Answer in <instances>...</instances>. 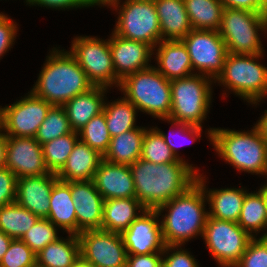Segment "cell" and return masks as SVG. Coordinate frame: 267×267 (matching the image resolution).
<instances>
[{"label": "cell", "instance_id": "cell-1", "mask_svg": "<svg viewBox=\"0 0 267 267\" xmlns=\"http://www.w3.org/2000/svg\"><path fill=\"white\" fill-rule=\"evenodd\" d=\"M136 198L146 209H157L186 192L197 181L199 169L184 160L155 164L138 159L129 165Z\"/></svg>", "mask_w": 267, "mask_h": 267}, {"label": "cell", "instance_id": "cell-2", "mask_svg": "<svg viewBox=\"0 0 267 267\" xmlns=\"http://www.w3.org/2000/svg\"><path fill=\"white\" fill-rule=\"evenodd\" d=\"M57 48H52L46 56V61L30 91L51 105L63 106L94 85L88 80L75 57L69 51Z\"/></svg>", "mask_w": 267, "mask_h": 267}, {"label": "cell", "instance_id": "cell-3", "mask_svg": "<svg viewBox=\"0 0 267 267\" xmlns=\"http://www.w3.org/2000/svg\"><path fill=\"white\" fill-rule=\"evenodd\" d=\"M207 198L196 182L183 194L162 204L159 213L162 237L165 245H185L197 236H203L208 218ZM165 214H161L164 213Z\"/></svg>", "mask_w": 267, "mask_h": 267}, {"label": "cell", "instance_id": "cell-4", "mask_svg": "<svg viewBox=\"0 0 267 267\" xmlns=\"http://www.w3.org/2000/svg\"><path fill=\"white\" fill-rule=\"evenodd\" d=\"M206 130L214 151L225 163L238 172L267 176V143L255 125L249 131L225 128Z\"/></svg>", "mask_w": 267, "mask_h": 267}, {"label": "cell", "instance_id": "cell-5", "mask_svg": "<svg viewBox=\"0 0 267 267\" xmlns=\"http://www.w3.org/2000/svg\"><path fill=\"white\" fill-rule=\"evenodd\" d=\"M263 56L227 53L223 70L214 80L226 89L223 98L228 90L251 105L267 98V67L259 62Z\"/></svg>", "mask_w": 267, "mask_h": 267}, {"label": "cell", "instance_id": "cell-6", "mask_svg": "<svg viewBox=\"0 0 267 267\" xmlns=\"http://www.w3.org/2000/svg\"><path fill=\"white\" fill-rule=\"evenodd\" d=\"M118 89L132 102L138 112L158 119H167L171 110L170 80L153 65L145 70L127 75Z\"/></svg>", "mask_w": 267, "mask_h": 267}, {"label": "cell", "instance_id": "cell-7", "mask_svg": "<svg viewBox=\"0 0 267 267\" xmlns=\"http://www.w3.org/2000/svg\"><path fill=\"white\" fill-rule=\"evenodd\" d=\"M213 83L215 82L212 78L198 73L170 80L169 119L203 127L202 123L206 120L212 103Z\"/></svg>", "mask_w": 267, "mask_h": 267}, {"label": "cell", "instance_id": "cell-8", "mask_svg": "<svg viewBox=\"0 0 267 267\" xmlns=\"http://www.w3.org/2000/svg\"><path fill=\"white\" fill-rule=\"evenodd\" d=\"M218 31L225 42L227 53L265 54L260 34H267V13L224 8Z\"/></svg>", "mask_w": 267, "mask_h": 267}, {"label": "cell", "instance_id": "cell-9", "mask_svg": "<svg viewBox=\"0 0 267 267\" xmlns=\"http://www.w3.org/2000/svg\"><path fill=\"white\" fill-rule=\"evenodd\" d=\"M121 4L112 8L119 14L113 29L116 35L142 41L152 48L162 41L154 0H129Z\"/></svg>", "mask_w": 267, "mask_h": 267}, {"label": "cell", "instance_id": "cell-10", "mask_svg": "<svg viewBox=\"0 0 267 267\" xmlns=\"http://www.w3.org/2000/svg\"><path fill=\"white\" fill-rule=\"evenodd\" d=\"M69 52L94 86L119 87L120 80L115 74L109 39L104 40L97 36H76L72 40Z\"/></svg>", "mask_w": 267, "mask_h": 267}, {"label": "cell", "instance_id": "cell-11", "mask_svg": "<svg viewBox=\"0 0 267 267\" xmlns=\"http://www.w3.org/2000/svg\"><path fill=\"white\" fill-rule=\"evenodd\" d=\"M202 239L218 266L235 267L252 237L236 222L208 216Z\"/></svg>", "mask_w": 267, "mask_h": 267}, {"label": "cell", "instance_id": "cell-12", "mask_svg": "<svg viewBox=\"0 0 267 267\" xmlns=\"http://www.w3.org/2000/svg\"><path fill=\"white\" fill-rule=\"evenodd\" d=\"M181 41L187 48L194 73L198 72L215 80L223 70L227 55V48L219 31L192 29Z\"/></svg>", "mask_w": 267, "mask_h": 267}, {"label": "cell", "instance_id": "cell-13", "mask_svg": "<svg viewBox=\"0 0 267 267\" xmlns=\"http://www.w3.org/2000/svg\"><path fill=\"white\" fill-rule=\"evenodd\" d=\"M52 105L31 91L2 107L1 127L9 137H35Z\"/></svg>", "mask_w": 267, "mask_h": 267}, {"label": "cell", "instance_id": "cell-14", "mask_svg": "<svg viewBox=\"0 0 267 267\" xmlns=\"http://www.w3.org/2000/svg\"><path fill=\"white\" fill-rule=\"evenodd\" d=\"M77 236L80 256L94 267H126L127 251L121 234L95 229Z\"/></svg>", "mask_w": 267, "mask_h": 267}, {"label": "cell", "instance_id": "cell-15", "mask_svg": "<svg viewBox=\"0 0 267 267\" xmlns=\"http://www.w3.org/2000/svg\"><path fill=\"white\" fill-rule=\"evenodd\" d=\"M159 213L156 209H146L121 234L127 255H143L163 252Z\"/></svg>", "mask_w": 267, "mask_h": 267}, {"label": "cell", "instance_id": "cell-16", "mask_svg": "<svg viewBox=\"0 0 267 267\" xmlns=\"http://www.w3.org/2000/svg\"><path fill=\"white\" fill-rule=\"evenodd\" d=\"M5 166L20 177L47 175L42 145L35 137L7 136Z\"/></svg>", "mask_w": 267, "mask_h": 267}, {"label": "cell", "instance_id": "cell-17", "mask_svg": "<svg viewBox=\"0 0 267 267\" xmlns=\"http://www.w3.org/2000/svg\"><path fill=\"white\" fill-rule=\"evenodd\" d=\"M109 36V46L116 77L121 81L127 75L152 66L153 48L142 41L128 40L116 35Z\"/></svg>", "mask_w": 267, "mask_h": 267}, {"label": "cell", "instance_id": "cell-18", "mask_svg": "<svg viewBox=\"0 0 267 267\" xmlns=\"http://www.w3.org/2000/svg\"><path fill=\"white\" fill-rule=\"evenodd\" d=\"M71 196L77 219V235L86 230L101 229L104 199L93 180L71 181Z\"/></svg>", "mask_w": 267, "mask_h": 267}, {"label": "cell", "instance_id": "cell-19", "mask_svg": "<svg viewBox=\"0 0 267 267\" xmlns=\"http://www.w3.org/2000/svg\"><path fill=\"white\" fill-rule=\"evenodd\" d=\"M57 180V175L51 172L42 176L17 178L15 202L40 218H47L51 191Z\"/></svg>", "mask_w": 267, "mask_h": 267}, {"label": "cell", "instance_id": "cell-20", "mask_svg": "<svg viewBox=\"0 0 267 267\" xmlns=\"http://www.w3.org/2000/svg\"><path fill=\"white\" fill-rule=\"evenodd\" d=\"M93 182L104 200L136 197L135 185L129 165L100 162Z\"/></svg>", "mask_w": 267, "mask_h": 267}, {"label": "cell", "instance_id": "cell-21", "mask_svg": "<svg viewBox=\"0 0 267 267\" xmlns=\"http://www.w3.org/2000/svg\"><path fill=\"white\" fill-rule=\"evenodd\" d=\"M206 175L198 173L197 183L203 188L207 198L208 216L219 220L238 222L243 200L248 190L241 188L209 189L206 186ZM209 189V190H208Z\"/></svg>", "mask_w": 267, "mask_h": 267}, {"label": "cell", "instance_id": "cell-22", "mask_svg": "<svg viewBox=\"0 0 267 267\" xmlns=\"http://www.w3.org/2000/svg\"><path fill=\"white\" fill-rule=\"evenodd\" d=\"M154 67L166 79L185 78L194 73L187 48L181 40H162L153 48Z\"/></svg>", "mask_w": 267, "mask_h": 267}, {"label": "cell", "instance_id": "cell-23", "mask_svg": "<svg viewBox=\"0 0 267 267\" xmlns=\"http://www.w3.org/2000/svg\"><path fill=\"white\" fill-rule=\"evenodd\" d=\"M109 88L93 86L88 91L76 95L67 101L63 108L73 131L78 132L92 117L103 112L104 102Z\"/></svg>", "mask_w": 267, "mask_h": 267}, {"label": "cell", "instance_id": "cell-24", "mask_svg": "<svg viewBox=\"0 0 267 267\" xmlns=\"http://www.w3.org/2000/svg\"><path fill=\"white\" fill-rule=\"evenodd\" d=\"M102 160L103 155L78 139L57 178L65 182L93 180Z\"/></svg>", "mask_w": 267, "mask_h": 267}, {"label": "cell", "instance_id": "cell-25", "mask_svg": "<svg viewBox=\"0 0 267 267\" xmlns=\"http://www.w3.org/2000/svg\"><path fill=\"white\" fill-rule=\"evenodd\" d=\"M162 40H181L193 28L184 0H154Z\"/></svg>", "mask_w": 267, "mask_h": 267}, {"label": "cell", "instance_id": "cell-26", "mask_svg": "<svg viewBox=\"0 0 267 267\" xmlns=\"http://www.w3.org/2000/svg\"><path fill=\"white\" fill-rule=\"evenodd\" d=\"M49 204L47 219L67 234L77 235V219L71 196V182L58 179L53 185Z\"/></svg>", "mask_w": 267, "mask_h": 267}, {"label": "cell", "instance_id": "cell-27", "mask_svg": "<svg viewBox=\"0 0 267 267\" xmlns=\"http://www.w3.org/2000/svg\"><path fill=\"white\" fill-rule=\"evenodd\" d=\"M145 210L136 197L104 200L101 229L122 234Z\"/></svg>", "mask_w": 267, "mask_h": 267}, {"label": "cell", "instance_id": "cell-28", "mask_svg": "<svg viewBox=\"0 0 267 267\" xmlns=\"http://www.w3.org/2000/svg\"><path fill=\"white\" fill-rule=\"evenodd\" d=\"M80 257V242L76 234L59 237L36 254L39 267H73Z\"/></svg>", "mask_w": 267, "mask_h": 267}, {"label": "cell", "instance_id": "cell-29", "mask_svg": "<svg viewBox=\"0 0 267 267\" xmlns=\"http://www.w3.org/2000/svg\"><path fill=\"white\" fill-rule=\"evenodd\" d=\"M146 129L138 127L112 137L103 159L114 164H133L140 159Z\"/></svg>", "mask_w": 267, "mask_h": 267}, {"label": "cell", "instance_id": "cell-30", "mask_svg": "<svg viewBox=\"0 0 267 267\" xmlns=\"http://www.w3.org/2000/svg\"><path fill=\"white\" fill-rule=\"evenodd\" d=\"M237 224L252 238H257L260 231L262 236L267 237V213L261 192H247L243 200L241 214Z\"/></svg>", "mask_w": 267, "mask_h": 267}, {"label": "cell", "instance_id": "cell-31", "mask_svg": "<svg viewBox=\"0 0 267 267\" xmlns=\"http://www.w3.org/2000/svg\"><path fill=\"white\" fill-rule=\"evenodd\" d=\"M103 112L111 138L139 127L136 126L138 110L136 106L124 96L112 102L105 101Z\"/></svg>", "mask_w": 267, "mask_h": 267}, {"label": "cell", "instance_id": "cell-32", "mask_svg": "<svg viewBox=\"0 0 267 267\" xmlns=\"http://www.w3.org/2000/svg\"><path fill=\"white\" fill-rule=\"evenodd\" d=\"M191 26L195 30L218 31L223 4L220 0H184Z\"/></svg>", "mask_w": 267, "mask_h": 267}, {"label": "cell", "instance_id": "cell-33", "mask_svg": "<svg viewBox=\"0 0 267 267\" xmlns=\"http://www.w3.org/2000/svg\"><path fill=\"white\" fill-rule=\"evenodd\" d=\"M39 219L16 202L0 207V229L12 239H21Z\"/></svg>", "mask_w": 267, "mask_h": 267}, {"label": "cell", "instance_id": "cell-34", "mask_svg": "<svg viewBox=\"0 0 267 267\" xmlns=\"http://www.w3.org/2000/svg\"><path fill=\"white\" fill-rule=\"evenodd\" d=\"M78 139V132L72 131L42 145L44 162L51 173L63 168Z\"/></svg>", "mask_w": 267, "mask_h": 267}, {"label": "cell", "instance_id": "cell-35", "mask_svg": "<svg viewBox=\"0 0 267 267\" xmlns=\"http://www.w3.org/2000/svg\"><path fill=\"white\" fill-rule=\"evenodd\" d=\"M72 131L63 106L52 105L48 110L45 120L37 130L35 138L43 145Z\"/></svg>", "mask_w": 267, "mask_h": 267}, {"label": "cell", "instance_id": "cell-36", "mask_svg": "<svg viewBox=\"0 0 267 267\" xmlns=\"http://www.w3.org/2000/svg\"><path fill=\"white\" fill-rule=\"evenodd\" d=\"M140 158L155 164H165L179 160L155 127H147L145 130Z\"/></svg>", "mask_w": 267, "mask_h": 267}, {"label": "cell", "instance_id": "cell-37", "mask_svg": "<svg viewBox=\"0 0 267 267\" xmlns=\"http://www.w3.org/2000/svg\"><path fill=\"white\" fill-rule=\"evenodd\" d=\"M79 139L101 155L107 152L111 135L107 129L104 112L92 117V119L79 131Z\"/></svg>", "mask_w": 267, "mask_h": 267}, {"label": "cell", "instance_id": "cell-38", "mask_svg": "<svg viewBox=\"0 0 267 267\" xmlns=\"http://www.w3.org/2000/svg\"><path fill=\"white\" fill-rule=\"evenodd\" d=\"M60 229L47 218H40L21 238L30 249L38 254L49 243L54 242Z\"/></svg>", "mask_w": 267, "mask_h": 267}, {"label": "cell", "instance_id": "cell-39", "mask_svg": "<svg viewBox=\"0 0 267 267\" xmlns=\"http://www.w3.org/2000/svg\"><path fill=\"white\" fill-rule=\"evenodd\" d=\"M36 254L21 239H13L3 255L0 267H34Z\"/></svg>", "mask_w": 267, "mask_h": 267}, {"label": "cell", "instance_id": "cell-40", "mask_svg": "<svg viewBox=\"0 0 267 267\" xmlns=\"http://www.w3.org/2000/svg\"><path fill=\"white\" fill-rule=\"evenodd\" d=\"M235 267H267V237L252 238Z\"/></svg>", "mask_w": 267, "mask_h": 267}, {"label": "cell", "instance_id": "cell-41", "mask_svg": "<svg viewBox=\"0 0 267 267\" xmlns=\"http://www.w3.org/2000/svg\"><path fill=\"white\" fill-rule=\"evenodd\" d=\"M159 120H162L165 122L167 121V123H170L172 127L177 128L179 131L178 133H180V135L182 134L184 137L189 136V138L191 140V141L190 140L189 141L192 143L195 142L197 139H200L202 137L201 133L203 132V129H202L203 127L177 122V121L171 120L169 118L159 119ZM155 128L161 133L162 137L164 138V141L169 146V148L171 149L172 153L176 156V158L179 160L186 161L185 158L183 159L182 156L180 157L178 154L177 143L175 142V139H173L175 132L172 131L169 133V135H167L166 133L161 131V129H159L157 126ZM176 134H177V132H176ZM171 135H173V136H171ZM178 137H179V135H178ZM182 145H180V146H182Z\"/></svg>", "mask_w": 267, "mask_h": 267}, {"label": "cell", "instance_id": "cell-42", "mask_svg": "<svg viewBox=\"0 0 267 267\" xmlns=\"http://www.w3.org/2000/svg\"><path fill=\"white\" fill-rule=\"evenodd\" d=\"M183 245H165L162 267H199L197 259ZM171 252V253H170Z\"/></svg>", "mask_w": 267, "mask_h": 267}, {"label": "cell", "instance_id": "cell-43", "mask_svg": "<svg viewBox=\"0 0 267 267\" xmlns=\"http://www.w3.org/2000/svg\"><path fill=\"white\" fill-rule=\"evenodd\" d=\"M17 176L6 166L0 167V207L16 201Z\"/></svg>", "mask_w": 267, "mask_h": 267}, {"label": "cell", "instance_id": "cell-44", "mask_svg": "<svg viewBox=\"0 0 267 267\" xmlns=\"http://www.w3.org/2000/svg\"><path fill=\"white\" fill-rule=\"evenodd\" d=\"M18 24L4 13H0V60L11 50L18 32Z\"/></svg>", "mask_w": 267, "mask_h": 267}, {"label": "cell", "instance_id": "cell-45", "mask_svg": "<svg viewBox=\"0 0 267 267\" xmlns=\"http://www.w3.org/2000/svg\"><path fill=\"white\" fill-rule=\"evenodd\" d=\"M27 5L65 11L66 9L92 7V0H29Z\"/></svg>", "mask_w": 267, "mask_h": 267}, {"label": "cell", "instance_id": "cell-46", "mask_svg": "<svg viewBox=\"0 0 267 267\" xmlns=\"http://www.w3.org/2000/svg\"><path fill=\"white\" fill-rule=\"evenodd\" d=\"M224 8L267 13V0H220Z\"/></svg>", "mask_w": 267, "mask_h": 267}, {"label": "cell", "instance_id": "cell-47", "mask_svg": "<svg viewBox=\"0 0 267 267\" xmlns=\"http://www.w3.org/2000/svg\"><path fill=\"white\" fill-rule=\"evenodd\" d=\"M126 267H162V252L127 255Z\"/></svg>", "mask_w": 267, "mask_h": 267}, {"label": "cell", "instance_id": "cell-48", "mask_svg": "<svg viewBox=\"0 0 267 267\" xmlns=\"http://www.w3.org/2000/svg\"><path fill=\"white\" fill-rule=\"evenodd\" d=\"M7 149V135L3 131L2 127L0 128V167L5 166V157Z\"/></svg>", "mask_w": 267, "mask_h": 267}, {"label": "cell", "instance_id": "cell-49", "mask_svg": "<svg viewBox=\"0 0 267 267\" xmlns=\"http://www.w3.org/2000/svg\"><path fill=\"white\" fill-rule=\"evenodd\" d=\"M13 239L7 236L1 229H0V262L3 258V255L7 252L9 245Z\"/></svg>", "mask_w": 267, "mask_h": 267}, {"label": "cell", "instance_id": "cell-50", "mask_svg": "<svg viewBox=\"0 0 267 267\" xmlns=\"http://www.w3.org/2000/svg\"><path fill=\"white\" fill-rule=\"evenodd\" d=\"M255 126L259 129L263 139L267 143V110L264 115H261L260 119L255 123Z\"/></svg>", "mask_w": 267, "mask_h": 267}, {"label": "cell", "instance_id": "cell-51", "mask_svg": "<svg viewBox=\"0 0 267 267\" xmlns=\"http://www.w3.org/2000/svg\"><path fill=\"white\" fill-rule=\"evenodd\" d=\"M125 1H129V0H125ZM123 2V0H122ZM121 3V0H92V7L93 6H103V7H108V8H112L114 6H116L117 4ZM110 6V7H109Z\"/></svg>", "mask_w": 267, "mask_h": 267}, {"label": "cell", "instance_id": "cell-52", "mask_svg": "<svg viewBox=\"0 0 267 267\" xmlns=\"http://www.w3.org/2000/svg\"><path fill=\"white\" fill-rule=\"evenodd\" d=\"M73 267H94L91 263L84 260L81 256L75 261Z\"/></svg>", "mask_w": 267, "mask_h": 267}, {"label": "cell", "instance_id": "cell-53", "mask_svg": "<svg viewBox=\"0 0 267 267\" xmlns=\"http://www.w3.org/2000/svg\"><path fill=\"white\" fill-rule=\"evenodd\" d=\"M262 196L265 203L266 213H267V182L258 189Z\"/></svg>", "mask_w": 267, "mask_h": 267}, {"label": "cell", "instance_id": "cell-54", "mask_svg": "<svg viewBox=\"0 0 267 267\" xmlns=\"http://www.w3.org/2000/svg\"><path fill=\"white\" fill-rule=\"evenodd\" d=\"M2 118V106H0V128H1V119Z\"/></svg>", "mask_w": 267, "mask_h": 267}]
</instances>
